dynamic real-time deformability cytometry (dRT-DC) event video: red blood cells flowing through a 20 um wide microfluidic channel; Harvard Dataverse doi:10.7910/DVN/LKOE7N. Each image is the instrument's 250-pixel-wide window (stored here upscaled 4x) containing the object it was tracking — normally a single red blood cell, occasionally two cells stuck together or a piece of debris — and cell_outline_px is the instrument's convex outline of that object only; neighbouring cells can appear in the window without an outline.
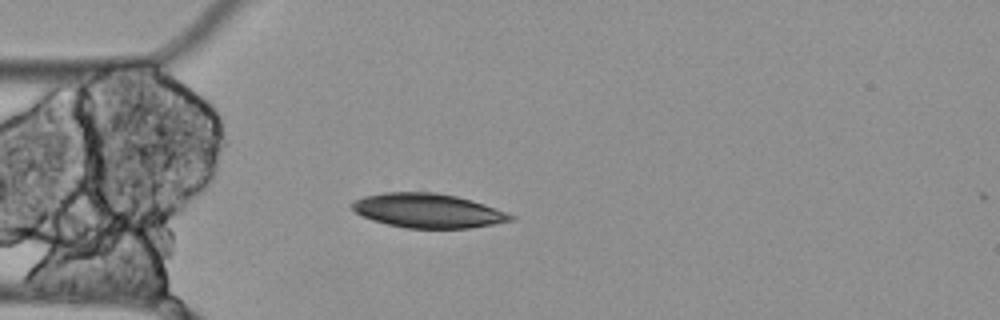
{"species": "Egyptian fruit bat (a non-hibernating species)", "species_latin": "Rousettus aegyptiacus", "temperature_condition": "cold", "stored_images_in_passage": 5, "camera_frame_rate_fps": 3000, "um_per_image_px": 0.085, "animal": {"sex": "female"}, "frame": {"image": 1, "passage_image": 5, "time_ms": 1.333, "image_size_px": [1000, 320], "cell_outline_px": [[516, 220], [468, 228], [408, 228], [388, 224], [372, 220], [356, 212], [348, 204], [352, 200], [364, 196], [384, 192], [436, 192], [456, 196], [472, 200], [496, 208], [516, 216]], "centroid_in_image_um": [36.36, 17.9], "position_along_channel_um": 48.6, "area_um2": 31.73}}